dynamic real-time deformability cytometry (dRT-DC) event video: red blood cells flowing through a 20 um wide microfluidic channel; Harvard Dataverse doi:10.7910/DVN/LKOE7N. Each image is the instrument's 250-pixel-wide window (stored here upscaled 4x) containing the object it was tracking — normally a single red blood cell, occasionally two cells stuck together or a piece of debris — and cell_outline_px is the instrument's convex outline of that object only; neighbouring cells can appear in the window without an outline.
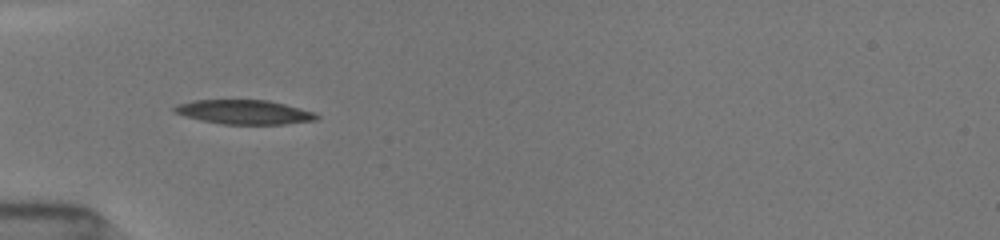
{"species": "common noctule bat (a hibernating species)", "species_latin": "Nyctalus noctula", "temperature_condition": "room temperature", "stored_images_in_passage": 9, "camera_frame_rate_fps": 3000, "um_per_image_px": 0.085, "animal": {"sex": "female", "body_mass_g": 19.5, "forearm_length_mm": 54.1}, "frame": {"image": 1, "passage_image": 5, "time_ms": 0.667, "image_size_px": [1000, 240], "cell_outline_px": [[320, 116], [316, 120], [284, 124], [224, 124], [200, 120], [172, 112], [172, 108], [176, 104], [192, 100], [268, 100], [284, 104], [312, 112]], "centroid_in_image_um": [20.69, 9.52], "position_along_channel_um": 64.3, "area_um2": 20.0}}
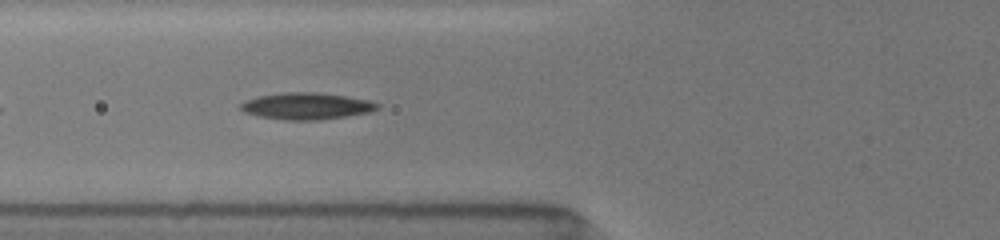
{"frame": {"image": 2, "passage_image": 9, "time_ms": 1.667, "image_size_px": [1000, 240], "cell_outline_px": [[380, 108], [372, 112], [316, 120], [284, 120], [256, 116], [244, 112], [240, 108], [240, 104], [256, 96], [280, 92], [316, 92], [344, 96], [368, 100], [380, 104]], "centroid_in_image_um": [26.03, 9.01], "position_along_channel_um": 99.8, "area_um2": 21.33}}